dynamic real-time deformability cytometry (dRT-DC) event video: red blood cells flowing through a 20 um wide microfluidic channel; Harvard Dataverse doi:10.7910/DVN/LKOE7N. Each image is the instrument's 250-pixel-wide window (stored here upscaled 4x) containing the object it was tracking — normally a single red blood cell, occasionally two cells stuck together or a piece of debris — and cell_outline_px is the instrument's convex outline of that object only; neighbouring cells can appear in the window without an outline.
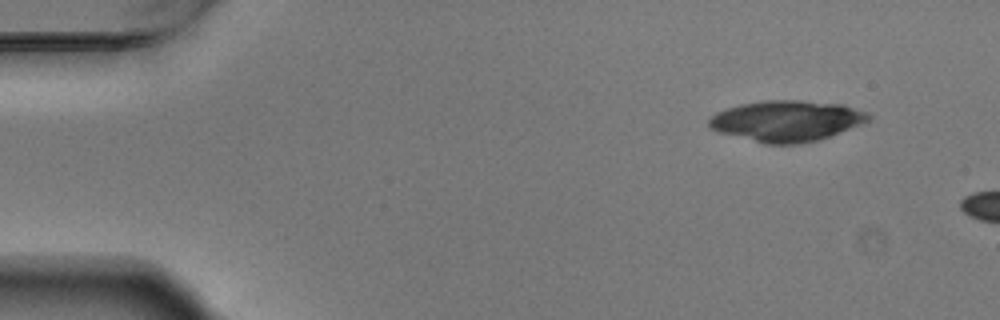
{"species": "Egyptian fruit bat (a non-hibernating species)", "species_latin": "Rousettus aegyptiacus", "temperature_condition": "warm", "stored_images_in_passage": 2, "camera_frame_rate_fps": 3000, "um_per_image_px": 0.085, "animal": {"sex": "male"}, "frame": {"image": 1, "passage_image": 1, "time_ms": 0.0, "image_size_px": [1000, 320], "cell_outline_px": [[872, 116], [868, 120], [860, 124], [828, 136], [816, 140], [800, 144], [764, 144], [720, 132], [708, 128], [708, 120], [716, 112], [740, 104], [764, 100], [800, 100], [844, 104], [868, 112]], "centroid_in_image_um": [66.84, 10.27], "position_along_channel_um": 18.2, "area_um2": 37.92}}